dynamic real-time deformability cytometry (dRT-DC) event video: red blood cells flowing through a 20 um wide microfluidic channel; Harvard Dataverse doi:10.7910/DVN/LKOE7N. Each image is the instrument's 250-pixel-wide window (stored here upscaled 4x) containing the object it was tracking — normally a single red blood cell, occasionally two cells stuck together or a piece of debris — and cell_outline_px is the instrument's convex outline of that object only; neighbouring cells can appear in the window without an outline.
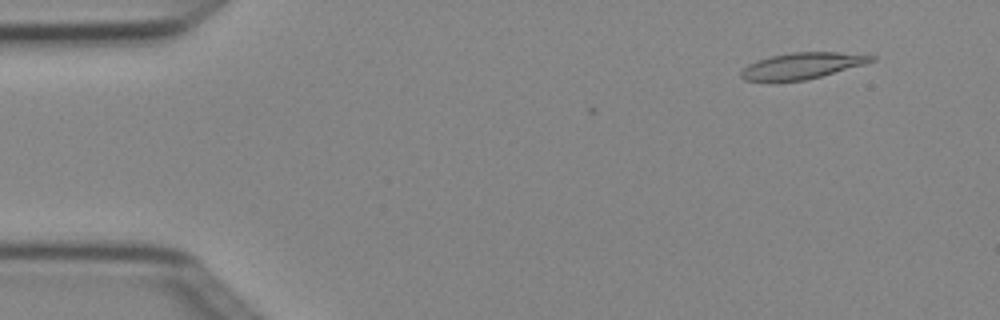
{"species": "Egyptian fruit bat (a non-hibernating species)", "species_latin": "Rousettus aegyptiacus", "temperature_condition": "cold", "stored_images_in_passage": 6, "camera_frame_rate_fps": 3000, "um_per_image_px": 0.085, "animal": {"sex": "female"}, "frame": {"image": 1, "passage_image": 2, "time_ms": 0.333, "image_size_px": [1000, 320], "cell_outline_px": [[876, 60], [864, 64], [820, 76], [804, 80], [744, 80], [740, 76], [740, 72], [748, 64], [756, 60], [772, 56], [792, 52], [836, 52], [876, 56]], "centroid_in_image_um": [68.17, 5.57], "position_along_channel_um": 16.8, "area_um2": 19.42}}